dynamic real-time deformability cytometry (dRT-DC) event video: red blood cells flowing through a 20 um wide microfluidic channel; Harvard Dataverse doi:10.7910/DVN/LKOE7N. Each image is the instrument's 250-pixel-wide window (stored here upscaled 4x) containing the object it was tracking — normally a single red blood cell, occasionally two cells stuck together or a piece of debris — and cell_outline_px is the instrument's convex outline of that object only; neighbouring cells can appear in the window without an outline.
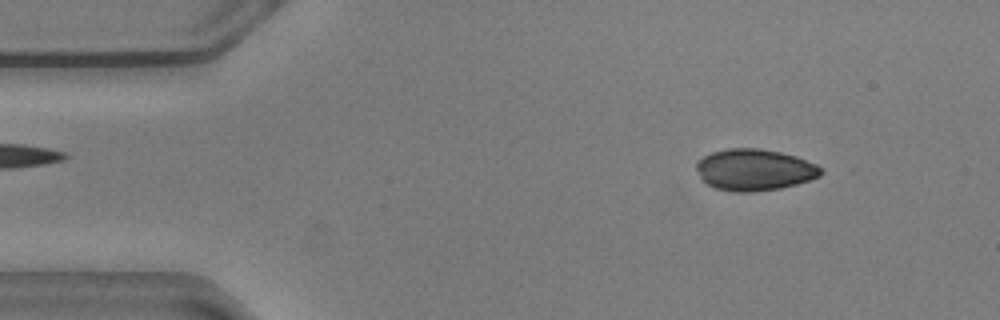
{"species": "common noctule bat (a hibernating species)", "species_latin": "Nyctalus noctula", "temperature_condition": "warm", "stored_images_in_passage": 54, "camera_frame_rate_fps": 3000, "um_per_image_px": 0.085, "animal": {"sex": "male", "body_mass_g": 20.5, "forearm_length_mm": 52.5}, "frame": {"image": 1, "passage_image": 6, "time_ms": 1.667, "image_size_px": [1000, 320], "cell_outline_px": [[824, 172], [820, 176], [796, 184], [780, 188], [756, 192], [732, 192], [716, 188], [708, 184], [700, 176], [696, 168], [696, 160], [712, 152], [728, 148], [760, 148], [780, 152], [796, 156], [816, 164]], "centroid_in_image_um": [64.12, 14.43], "position_along_channel_um": 20.9, "area_um2": 30.17}}
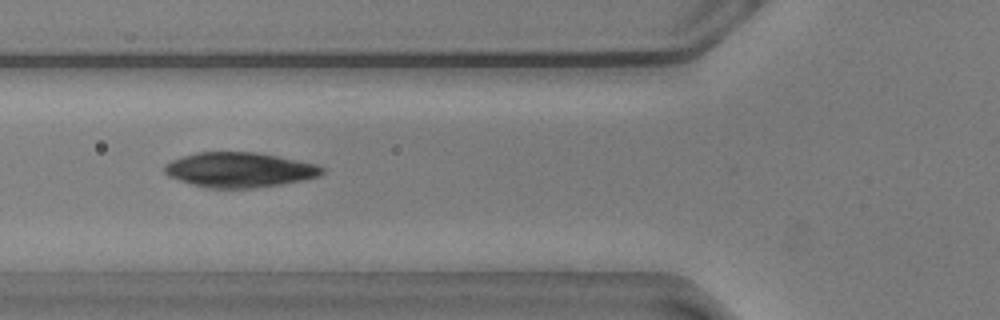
{"frame": {"image": 2, "passage_image": 19, "time_ms": 6.0, "image_size_px": [1000, 320], "cell_outline_px": [[324, 172], [320, 176], [280, 184], [252, 188], [208, 188], [192, 184], [168, 176], [164, 172], [164, 164], [180, 156], [196, 152], [256, 152], [316, 164], [324, 168]], "centroid_in_image_um": [20.31, 14.43], "position_along_channel_um": 105.5, "area_um2": 31.91}}
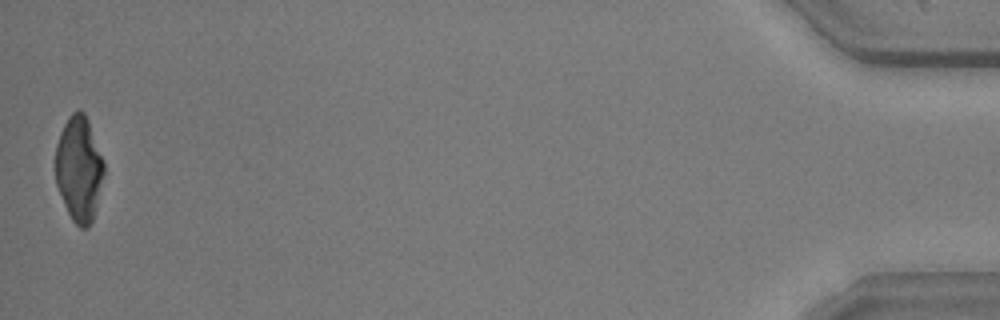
{"frame": {"image": 3, "passage_image": 54, "time_ms": 17.667, "image_size_px": [1000, 320], "cell_outline_px": [[104, 172], [92, 220], [88, 228], [80, 228], [72, 220], [64, 204], [56, 184], [56, 144], [60, 132], [68, 116], [72, 112], [80, 108], [84, 112], [88, 120], [104, 160]], "centroid_in_image_um": [6.71, 14.31], "position_along_channel_um": 428.5, "area_um2": 29.54}}